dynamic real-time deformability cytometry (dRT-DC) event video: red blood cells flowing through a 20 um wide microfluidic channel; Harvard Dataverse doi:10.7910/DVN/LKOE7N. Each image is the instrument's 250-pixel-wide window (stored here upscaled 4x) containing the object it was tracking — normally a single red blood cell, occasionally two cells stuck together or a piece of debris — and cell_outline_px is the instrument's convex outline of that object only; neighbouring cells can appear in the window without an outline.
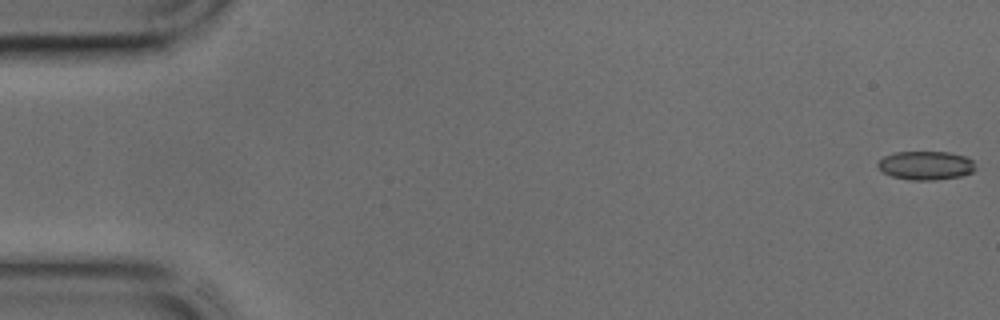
{"species": "common noctule bat (a hibernating species)", "species_latin": "Nyctalus noctula", "temperature_condition": "cold", "stored_images_in_passage": 44, "camera_frame_rate_fps": 3000, "um_per_image_px": 0.085, "animal": {"sex": "male", "body_mass_g": 17.9, "forearm_length_mm": 54.2}, "frame": {"image": 1, "passage_image": 1, "time_ms": 0.0, "image_size_px": [1000, 320], "cell_outline_px": [[976, 168], [972, 172], [960, 176], [932, 180], [912, 180], [892, 176], [884, 172], [876, 164], [884, 156], [896, 152], [948, 152], [964, 156], [972, 160]], "centroid_in_image_um": [78.7, 14.06], "position_along_channel_um": 6.3, "area_um2": 16.13}}
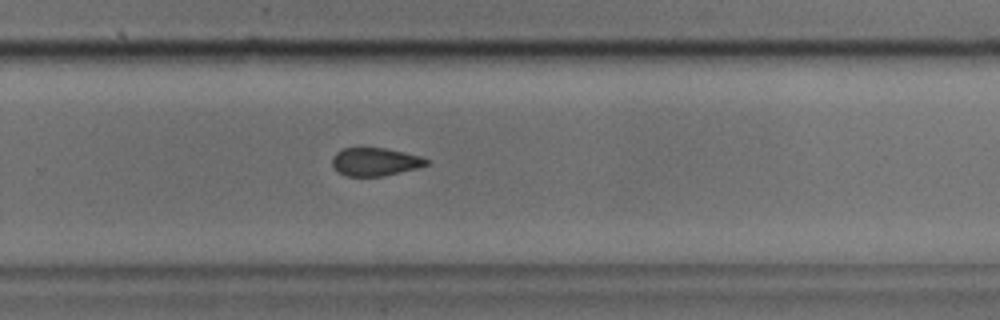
{"frame": {"image": 2, "passage_image": 29, "time_ms": 9.333, "image_size_px": [1000, 320], "cell_outline_px": [[428, 164], [416, 168], [384, 176], [344, 176], [332, 164], [332, 156], [336, 152], [344, 148], [384, 148], [404, 152], [420, 156], [428, 160]], "centroid_in_image_um": [31.87, 13.75], "position_along_channel_um": 297.9, "area_um2": 15.26}}
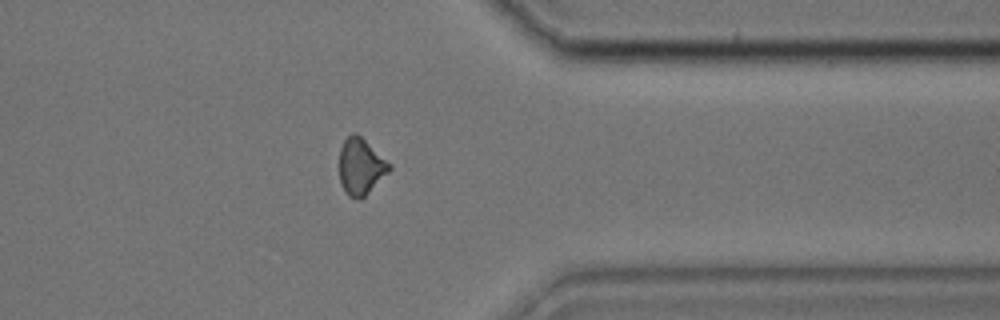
{"frame": {"image": 3, "passage_image": 35, "time_ms": 11.333, "image_size_px": [1000, 320], "cell_outline_px": [[392, 168], [360, 200], [356, 200], [348, 196], [340, 184], [340, 148], [344, 140], [352, 132], [356, 132], [392, 164]], "centroid_in_image_um": [30.66, 14.15], "position_along_channel_um": 380.7, "area_um2": 16.42}}